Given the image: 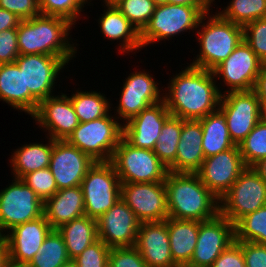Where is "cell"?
<instances>
[{
    "mask_svg": "<svg viewBox=\"0 0 266 267\" xmlns=\"http://www.w3.org/2000/svg\"><path fill=\"white\" fill-rule=\"evenodd\" d=\"M243 39L259 60L266 64V18L245 24L243 26Z\"/></svg>",
    "mask_w": 266,
    "mask_h": 267,
    "instance_id": "obj_41",
    "label": "cell"
},
{
    "mask_svg": "<svg viewBox=\"0 0 266 267\" xmlns=\"http://www.w3.org/2000/svg\"><path fill=\"white\" fill-rule=\"evenodd\" d=\"M3 267H26V266L19 265L17 263H13L11 261H8Z\"/></svg>",
    "mask_w": 266,
    "mask_h": 267,
    "instance_id": "obj_54",
    "label": "cell"
},
{
    "mask_svg": "<svg viewBox=\"0 0 266 267\" xmlns=\"http://www.w3.org/2000/svg\"><path fill=\"white\" fill-rule=\"evenodd\" d=\"M156 4H164L167 3V0H153Z\"/></svg>",
    "mask_w": 266,
    "mask_h": 267,
    "instance_id": "obj_58",
    "label": "cell"
},
{
    "mask_svg": "<svg viewBox=\"0 0 266 267\" xmlns=\"http://www.w3.org/2000/svg\"><path fill=\"white\" fill-rule=\"evenodd\" d=\"M85 216L99 219L121 198V182L110 161L95 162L81 183Z\"/></svg>",
    "mask_w": 266,
    "mask_h": 267,
    "instance_id": "obj_9",
    "label": "cell"
},
{
    "mask_svg": "<svg viewBox=\"0 0 266 267\" xmlns=\"http://www.w3.org/2000/svg\"><path fill=\"white\" fill-rule=\"evenodd\" d=\"M202 129V148L205 158L235 146L228 132L224 114L218 109L199 119Z\"/></svg>",
    "mask_w": 266,
    "mask_h": 267,
    "instance_id": "obj_30",
    "label": "cell"
},
{
    "mask_svg": "<svg viewBox=\"0 0 266 267\" xmlns=\"http://www.w3.org/2000/svg\"><path fill=\"white\" fill-rule=\"evenodd\" d=\"M110 162L121 183L164 182L169 172L153 150L134 147L123 137Z\"/></svg>",
    "mask_w": 266,
    "mask_h": 267,
    "instance_id": "obj_8",
    "label": "cell"
},
{
    "mask_svg": "<svg viewBox=\"0 0 266 267\" xmlns=\"http://www.w3.org/2000/svg\"><path fill=\"white\" fill-rule=\"evenodd\" d=\"M235 241L266 245V205L248 213L234 224Z\"/></svg>",
    "mask_w": 266,
    "mask_h": 267,
    "instance_id": "obj_36",
    "label": "cell"
},
{
    "mask_svg": "<svg viewBox=\"0 0 266 267\" xmlns=\"http://www.w3.org/2000/svg\"><path fill=\"white\" fill-rule=\"evenodd\" d=\"M100 1H102V3H106L109 5H116L121 0H100Z\"/></svg>",
    "mask_w": 266,
    "mask_h": 267,
    "instance_id": "obj_55",
    "label": "cell"
},
{
    "mask_svg": "<svg viewBox=\"0 0 266 267\" xmlns=\"http://www.w3.org/2000/svg\"><path fill=\"white\" fill-rule=\"evenodd\" d=\"M247 167H252L266 158V118L263 117L246 138L238 144Z\"/></svg>",
    "mask_w": 266,
    "mask_h": 267,
    "instance_id": "obj_37",
    "label": "cell"
},
{
    "mask_svg": "<svg viewBox=\"0 0 266 267\" xmlns=\"http://www.w3.org/2000/svg\"><path fill=\"white\" fill-rule=\"evenodd\" d=\"M21 19L14 13L0 8V32L17 28Z\"/></svg>",
    "mask_w": 266,
    "mask_h": 267,
    "instance_id": "obj_49",
    "label": "cell"
},
{
    "mask_svg": "<svg viewBox=\"0 0 266 267\" xmlns=\"http://www.w3.org/2000/svg\"><path fill=\"white\" fill-rule=\"evenodd\" d=\"M60 267H78V265L73 259H70L68 262L62 264Z\"/></svg>",
    "mask_w": 266,
    "mask_h": 267,
    "instance_id": "obj_53",
    "label": "cell"
},
{
    "mask_svg": "<svg viewBox=\"0 0 266 267\" xmlns=\"http://www.w3.org/2000/svg\"><path fill=\"white\" fill-rule=\"evenodd\" d=\"M134 247L147 267H179L171 255L166 220L140 223Z\"/></svg>",
    "mask_w": 266,
    "mask_h": 267,
    "instance_id": "obj_23",
    "label": "cell"
},
{
    "mask_svg": "<svg viewBox=\"0 0 266 267\" xmlns=\"http://www.w3.org/2000/svg\"><path fill=\"white\" fill-rule=\"evenodd\" d=\"M15 63L23 71L24 113L31 117L40 101L59 93L57 88L60 89V77H63L60 73L63 75L66 68L70 72L69 66L60 57L44 54L19 55Z\"/></svg>",
    "mask_w": 266,
    "mask_h": 267,
    "instance_id": "obj_5",
    "label": "cell"
},
{
    "mask_svg": "<svg viewBox=\"0 0 266 267\" xmlns=\"http://www.w3.org/2000/svg\"><path fill=\"white\" fill-rule=\"evenodd\" d=\"M156 5L153 0H121L116 7L141 33L149 23Z\"/></svg>",
    "mask_w": 266,
    "mask_h": 267,
    "instance_id": "obj_39",
    "label": "cell"
},
{
    "mask_svg": "<svg viewBox=\"0 0 266 267\" xmlns=\"http://www.w3.org/2000/svg\"><path fill=\"white\" fill-rule=\"evenodd\" d=\"M247 168L238 145L205 158L196 172L200 180L220 200Z\"/></svg>",
    "mask_w": 266,
    "mask_h": 267,
    "instance_id": "obj_18",
    "label": "cell"
},
{
    "mask_svg": "<svg viewBox=\"0 0 266 267\" xmlns=\"http://www.w3.org/2000/svg\"><path fill=\"white\" fill-rule=\"evenodd\" d=\"M94 163L88 155L66 140H53L49 169L58 190L81 185L88 169Z\"/></svg>",
    "mask_w": 266,
    "mask_h": 267,
    "instance_id": "obj_20",
    "label": "cell"
},
{
    "mask_svg": "<svg viewBox=\"0 0 266 267\" xmlns=\"http://www.w3.org/2000/svg\"><path fill=\"white\" fill-rule=\"evenodd\" d=\"M0 101L24 112L23 71L14 63L0 64Z\"/></svg>",
    "mask_w": 266,
    "mask_h": 267,
    "instance_id": "obj_32",
    "label": "cell"
},
{
    "mask_svg": "<svg viewBox=\"0 0 266 267\" xmlns=\"http://www.w3.org/2000/svg\"><path fill=\"white\" fill-rule=\"evenodd\" d=\"M140 221L120 198L97 219L98 239L109 248L134 247Z\"/></svg>",
    "mask_w": 266,
    "mask_h": 267,
    "instance_id": "obj_19",
    "label": "cell"
},
{
    "mask_svg": "<svg viewBox=\"0 0 266 267\" xmlns=\"http://www.w3.org/2000/svg\"><path fill=\"white\" fill-rule=\"evenodd\" d=\"M211 7L201 17L195 35L197 55L189 64L212 71L244 41L243 26L223 18ZM214 11V12H213ZM214 13V14H213Z\"/></svg>",
    "mask_w": 266,
    "mask_h": 267,
    "instance_id": "obj_4",
    "label": "cell"
},
{
    "mask_svg": "<svg viewBox=\"0 0 266 267\" xmlns=\"http://www.w3.org/2000/svg\"><path fill=\"white\" fill-rule=\"evenodd\" d=\"M219 110L224 114L229 136L235 145L241 143L264 117L260 100L253 90L222 94Z\"/></svg>",
    "mask_w": 266,
    "mask_h": 267,
    "instance_id": "obj_14",
    "label": "cell"
},
{
    "mask_svg": "<svg viewBox=\"0 0 266 267\" xmlns=\"http://www.w3.org/2000/svg\"><path fill=\"white\" fill-rule=\"evenodd\" d=\"M110 112L93 121L79 123L66 141L95 162L111 161L123 136V124Z\"/></svg>",
    "mask_w": 266,
    "mask_h": 267,
    "instance_id": "obj_7",
    "label": "cell"
},
{
    "mask_svg": "<svg viewBox=\"0 0 266 267\" xmlns=\"http://www.w3.org/2000/svg\"><path fill=\"white\" fill-rule=\"evenodd\" d=\"M45 137H43L45 141L40 139L36 142H24L23 145L17 146V149H12L13 153L8 159V162L10 161L11 179H21L28 173L49 167L53 139L48 136Z\"/></svg>",
    "mask_w": 266,
    "mask_h": 267,
    "instance_id": "obj_27",
    "label": "cell"
},
{
    "mask_svg": "<svg viewBox=\"0 0 266 267\" xmlns=\"http://www.w3.org/2000/svg\"><path fill=\"white\" fill-rule=\"evenodd\" d=\"M135 68V71L125 75L123 85L118 93L117 106L111 107L118 120L125 124L148 106L163 100L161 82L154 77L151 70ZM138 70V71H137ZM147 70V71H146ZM116 113V114H115Z\"/></svg>",
    "mask_w": 266,
    "mask_h": 267,
    "instance_id": "obj_10",
    "label": "cell"
},
{
    "mask_svg": "<svg viewBox=\"0 0 266 267\" xmlns=\"http://www.w3.org/2000/svg\"><path fill=\"white\" fill-rule=\"evenodd\" d=\"M11 181H8L5 188L0 189L1 236L15 226L43 216L44 202L37 194L21 179L13 178Z\"/></svg>",
    "mask_w": 266,
    "mask_h": 267,
    "instance_id": "obj_11",
    "label": "cell"
},
{
    "mask_svg": "<svg viewBox=\"0 0 266 267\" xmlns=\"http://www.w3.org/2000/svg\"><path fill=\"white\" fill-rule=\"evenodd\" d=\"M234 241V224L221 213L212 219L199 221L196 247L186 267H211L220 254Z\"/></svg>",
    "mask_w": 266,
    "mask_h": 267,
    "instance_id": "obj_16",
    "label": "cell"
},
{
    "mask_svg": "<svg viewBox=\"0 0 266 267\" xmlns=\"http://www.w3.org/2000/svg\"><path fill=\"white\" fill-rule=\"evenodd\" d=\"M219 202L220 213L235 224L266 205V182L252 167H247Z\"/></svg>",
    "mask_w": 266,
    "mask_h": 267,
    "instance_id": "obj_13",
    "label": "cell"
},
{
    "mask_svg": "<svg viewBox=\"0 0 266 267\" xmlns=\"http://www.w3.org/2000/svg\"><path fill=\"white\" fill-rule=\"evenodd\" d=\"M252 168L266 182V158L254 164Z\"/></svg>",
    "mask_w": 266,
    "mask_h": 267,
    "instance_id": "obj_51",
    "label": "cell"
},
{
    "mask_svg": "<svg viewBox=\"0 0 266 267\" xmlns=\"http://www.w3.org/2000/svg\"><path fill=\"white\" fill-rule=\"evenodd\" d=\"M227 3L223 8L217 5L214 8L223 18L235 24L244 26L249 22L266 18V0H230Z\"/></svg>",
    "mask_w": 266,
    "mask_h": 267,
    "instance_id": "obj_33",
    "label": "cell"
},
{
    "mask_svg": "<svg viewBox=\"0 0 266 267\" xmlns=\"http://www.w3.org/2000/svg\"><path fill=\"white\" fill-rule=\"evenodd\" d=\"M210 8V5L157 4L149 23L140 33L142 48L156 46L161 41L166 43L185 32H196L201 17Z\"/></svg>",
    "mask_w": 266,
    "mask_h": 267,
    "instance_id": "obj_6",
    "label": "cell"
},
{
    "mask_svg": "<svg viewBox=\"0 0 266 267\" xmlns=\"http://www.w3.org/2000/svg\"><path fill=\"white\" fill-rule=\"evenodd\" d=\"M211 267H246L241 241L231 243L214 261Z\"/></svg>",
    "mask_w": 266,
    "mask_h": 267,
    "instance_id": "obj_46",
    "label": "cell"
},
{
    "mask_svg": "<svg viewBox=\"0 0 266 267\" xmlns=\"http://www.w3.org/2000/svg\"><path fill=\"white\" fill-rule=\"evenodd\" d=\"M262 65L263 63L251 47L243 41L212 72L221 94L231 91H250L253 90Z\"/></svg>",
    "mask_w": 266,
    "mask_h": 267,
    "instance_id": "obj_12",
    "label": "cell"
},
{
    "mask_svg": "<svg viewBox=\"0 0 266 267\" xmlns=\"http://www.w3.org/2000/svg\"><path fill=\"white\" fill-rule=\"evenodd\" d=\"M253 91L258 96L263 111L266 110V64H263L259 75L256 78Z\"/></svg>",
    "mask_w": 266,
    "mask_h": 267,
    "instance_id": "obj_48",
    "label": "cell"
},
{
    "mask_svg": "<svg viewBox=\"0 0 266 267\" xmlns=\"http://www.w3.org/2000/svg\"><path fill=\"white\" fill-rule=\"evenodd\" d=\"M43 215L53 229L85 216L81 185L58 190L44 202Z\"/></svg>",
    "mask_w": 266,
    "mask_h": 267,
    "instance_id": "obj_26",
    "label": "cell"
},
{
    "mask_svg": "<svg viewBox=\"0 0 266 267\" xmlns=\"http://www.w3.org/2000/svg\"><path fill=\"white\" fill-rule=\"evenodd\" d=\"M76 89L74 92L72 91L71 95L68 94V97L80 123L107 116L112 111L113 103L102 91Z\"/></svg>",
    "mask_w": 266,
    "mask_h": 267,
    "instance_id": "obj_31",
    "label": "cell"
},
{
    "mask_svg": "<svg viewBox=\"0 0 266 267\" xmlns=\"http://www.w3.org/2000/svg\"><path fill=\"white\" fill-rule=\"evenodd\" d=\"M69 260L63 236L53 229L26 267H60Z\"/></svg>",
    "mask_w": 266,
    "mask_h": 267,
    "instance_id": "obj_34",
    "label": "cell"
},
{
    "mask_svg": "<svg viewBox=\"0 0 266 267\" xmlns=\"http://www.w3.org/2000/svg\"><path fill=\"white\" fill-rule=\"evenodd\" d=\"M103 11L97 21L100 28L101 36L108 39L111 42L117 41L116 50L121 55H127L130 53L136 54L143 50L140 42V33L130 23V21L121 13L116 5H109L101 2ZM105 8V9H104ZM118 46V47H117ZM138 51V52H137ZM134 52V53H133Z\"/></svg>",
    "mask_w": 266,
    "mask_h": 267,
    "instance_id": "obj_24",
    "label": "cell"
},
{
    "mask_svg": "<svg viewBox=\"0 0 266 267\" xmlns=\"http://www.w3.org/2000/svg\"><path fill=\"white\" fill-rule=\"evenodd\" d=\"M170 116L164 100L152 104L123 124L122 137L134 147L153 150Z\"/></svg>",
    "mask_w": 266,
    "mask_h": 267,
    "instance_id": "obj_22",
    "label": "cell"
},
{
    "mask_svg": "<svg viewBox=\"0 0 266 267\" xmlns=\"http://www.w3.org/2000/svg\"><path fill=\"white\" fill-rule=\"evenodd\" d=\"M203 129L199 120H183L175 161L168 167L174 173H196L205 157L202 148Z\"/></svg>",
    "mask_w": 266,
    "mask_h": 267,
    "instance_id": "obj_25",
    "label": "cell"
},
{
    "mask_svg": "<svg viewBox=\"0 0 266 267\" xmlns=\"http://www.w3.org/2000/svg\"><path fill=\"white\" fill-rule=\"evenodd\" d=\"M52 230L44 215L9 230L4 235L8 246L9 261L27 266L39 252V248Z\"/></svg>",
    "mask_w": 266,
    "mask_h": 267,
    "instance_id": "obj_21",
    "label": "cell"
},
{
    "mask_svg": "<svg viewBox=\"0 0 266 267\" xmlns=\"http://www.w3.org/2000/svg\"><path fill=\"white\" fill-rule=\"evenodd\" d=\"M246 267H266V245L241 241Z\"/></svg>",
    "mask_w": 266,
    "mask_h": 267,
    "instance_id": "obj_47",
    "label": "cell"
},
{
    "mask_svg": "<svg viewBox=\"0 0 266 267\" xmlns=\"http://www.w3.org/2000/svg\"><path fill=\"white\" fill-rule=\"evenodd\" d=\"M182 132V119L170 116L161 129L158 141L153 149L159 160L167 168L175 161L177 146Z\"/></svg>",
    "mask_w": 266,
    "mask_h": 267,
    "instance_id": "obj_35",
    "label": "cell"
},
{
    "mask_svg": "<svg viewBox=\"0 0 266 267\" xmlns=\"http://www.w3.org/2000/svg\"><path fill=\"white\" fill-rule=\"evenodd\" d=\"M120 196L141 223L163 221L168 218L164 182L121 183Z\"/></svg>",
    "mask_w": 266,
    "mask_h": 267,
    "instance_id": "obj_17",
    "label": "cell"
},
{
    "mask_svg": "<svg viewBox=\"0 0 266 267\" xmlns=\"http://www.w3.org/2000/svg\"><path fill=\"white\" fill-rule=\"evenodd\" d=\"M110 249L102 240L98 239L73 260L78 267H108Z\"/></svg>",
    "mask_w": 266,
    "mask_h": 267,
    "instance_id": "obj_42",
    "label": "cell"
},
{
    "mask_svg": "<svg viewBox=\"0 0 266 267\" xmlns=\"http://www.w3.org/2000/svg\"><path fill=\"white\" fill-rule=\"evenodd\" d=\"M0 8L14 13L21 20L41 14L38 0H0Z\"/></svg>",
    "mask_w": 266,
    "mask_h": 267,
    "instance_id": "obj_44",
    "label": "cell"
},
{
    "mask_svg": "<svg viewBox=\"0 0 266 267\" xmlns=\"http://www.w3.org/2000/svg\"><path fill=\"white\" fill-rule=\"evenodd\" d=\"M59 91L39 102L31 116L33 123L41 128L45 136L53 140H66L78 127L79 119L68 94ZM35 121V122H34Z\"/></svg>",
    "mask_w": 266,
    "mask_h": 267,
    "instance_id": "obj_15",
    "label": "cell"
},
{
    "mask_svg": "<svg viewBox=\"0 0 266 267\" xmlns=\"http://www.w3.org/2000/svg\"><path fill=\"white\" fill-rule=\"evenodd\" d=\"M167 3L175 5H209L205 0H167Z\"/></svg>",
    "mask_w": 266,
    "mask_h": 267,
    "instance_id": "obj_52",
    "label": "cell"
},
{
    "mask_svg": "<svg viewBox=\"0 0 266 267\" xmlns=\"http://www.w3.org/2000/svg\"><path fill=\"white\" fill-rule=\"evenodd\" d=\"M88 6H92L93 7V3L92 2H94L93 0H83Z\"/></svg>",
    "mask_w": 266,
    "mask_h": 267,
    "instance_id": "obj_57",
    "label": "cell"
},
{
    "mask_svg": "<svg viewBox=\"0 0 266 267\" xmlns=\"http://www.w3.org/2000/svg\"><path fill=\"white\" fill-rule=\"evenodd\" d=\"M9 261V252L6 239L0 235V267Z\"/></svg>",
    "mask_w": 266,
    "mask_h": 267,
    "instance_id": "obj_50",
    "label": "cell"
},
{
    "mask_svg": "<svg viewBox=\"0 0 266 267\" xmlns=\"http://www.w3.org/2000/svg\"><path fill=\"white\" fill-rule=\"evenodd\" d=\"M173 261L186 267L191 260L199 234V221L166 218Z\"/></svg>",
    "mask_w": 266,
    "mask_h": 267,
    "instance_id": "obj_28",
    "label": "cell"
},
{
    "mask_svg": "<svg viewBox=\"0 0 266 267\" xmlns=\"http://www.w3.org/2000/svg\"><path fill=\"white\" fill-rule=\"evenodd\" d=\"M21 180L37 194L42 202H45L58 191L55 178L49 167L28 173Z\"/></svg>",
    "mask_w": 266,
    "mask_h": 267,
    "instance_id": "obj_40",
    "label": "cell"
},
{
    "mask_svg": "<svg viewBox=\"0 0 266 267\" xmlns=\"http://www.w3.org/2000/svg\"><path fill=\"white\" fill-rule=\"evenodd\" d=\"M182 65H185L182 67ZM163 90V100L172 116L199 120L219 109L222 94L212 71L180 65Z\"/></svg>",
    "mask_w": 266,
    "mask_h": 267,
    "instance_id": "obj_1",
    "label": "cell"
},
{
    "mask_svg": "<svg viewBox=\"0 0 266 267\" xmlns=\"http://www.w3.org/2000/svg\"><path fill=\"white\" fill-rule=\"evenodd\" d=\"M74 27L67 19L42 14L21 20L17 27L19 53L56 56L69 65L80 53V44L71 34Z\"/></svg>",
    "mask_w": 266,
    "mask_h": 267,
    "instance_id": "obj_2",
    "label": "cell"
},
{
    "mask_svg": "<svg viewBox=\"0 0 266 267\" xmlns=\"http://www.w3.org/2000/svg\"><path fill=\"white\" fill-rule=\"evenodd\" d=\"M164 184L167 191L168 217L201 222L220 213L219 199L196 173L169 171Z\"/></svg>",
    "mask_w": 266,
    "mask_h": 267,
    "instance_id": "obj_3",
    "label": "cell"
},
{
    "mask_svg": "<svg viewBox=\"0 0 266 267\" xmlns=\"http://www.w3.org/2000/svg\"><path fill=\"white\" fill-rule=\"evenodd\" d=\"M39 10L42 15L57 16L67 19L74 26L79 24L80 18L88 15L82 14L88 8L83 0H38ZM84 8V9H83ZM82 16V17H81ZM79 19V20H78ZM77 22V23H76Z\"/></svg>",
    "mask_w": 266,
    "mask_h": 267,
    "instance_id": "obj_38",
    "label": "cell"
},
{
    "mask_svg": "<svg viewBox=\"0 0 266 267\" xmlns=\"http://www.w3.org/2000/svg\"><path fill=\"white\" fill-rule=\"evenodd\" d=\"M19 55L17 28L0 32V64L14 63Z\"/></svg>",
    "mask_w": 266,
    "mask_h": 267,
    "instance_id": "obj_45",
    "label": "cell"
},
{
    "mask_svg": "<svg viewBox=\"0 0 266 267\" xmlns=\"http://www.w3.org/2000/svg\"><path fill=\"white\" fill-rule=\"evenodd\" d=\"M108 267H147V265L135 247H121L110 249Z\"/></svg>",
    "mask_w": 266,
    "mask_h": 267,
    "instance_id": "obj_43",
    "label": "cell"
},
{
    "mask_svg": "<svg viewBox=\"0 0 266 267\" xmlns=\"http://www.w3.org/2000/svg\"><path fill=\"white\" fill-rule=\"evenodd\" d=\"M211 7H214L216 3V0H205Z\"/></svg>",
    "mask_w": 266,
    "mask_h": 267,
    "instance_id": "obj_56",
    "label": "cell"
},
{
    "mask_svg": "<svg viewBox=\"0 0 266 267\" xmlns=\"http://www.w3.org/2000/svg\"><path fill=\"white\" fill-rule=\"evenodd\" d=\"M57 230L63 236L70 259L76 258L98 240L97 220L88 216L64 223Z\"/></svg>",
    "mask_w": 266,
    "mask_h": 267,
    "instance_id": "obj_29",
    "label": "cell"
}]
</instances>
